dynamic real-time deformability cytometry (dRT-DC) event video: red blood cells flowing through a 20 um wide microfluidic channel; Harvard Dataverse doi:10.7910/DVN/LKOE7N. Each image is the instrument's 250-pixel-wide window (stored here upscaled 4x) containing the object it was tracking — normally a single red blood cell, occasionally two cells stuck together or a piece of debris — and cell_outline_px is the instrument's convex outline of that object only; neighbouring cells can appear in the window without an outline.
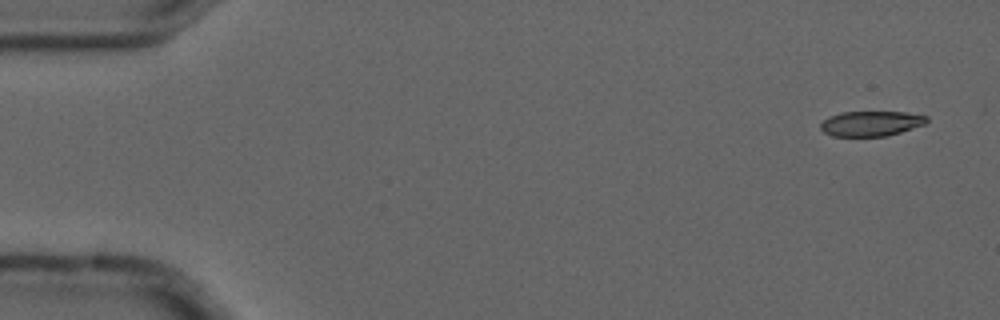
{"species": "common noctule bat (a hibernating species)", "species_latin": "Nyctalus noctula", "temperature_condition": "cold", "stored_images_in_passage": 4, "camera_frame_rate_fps": 3000, "um_per_image_px": 0.085, "animal": {"sex": "male", "forearm_length_mm": 52.5}, "frame": {"image": 1, "passage_image": 1, "time_ms": 0.0, "image_size_px": [1000, 320], "cell_outline_px": [[928, 120], [924, 124], [888, 136], [832, 136], [824, 132], [820, 128], [820, 124], [828, 116], [840, 112], [908, 112], [928, 116]], "centroid_in_image_um": [74.02, 10.49], "position_along_channel_um": 11.0, "area_um2": 15.55}}